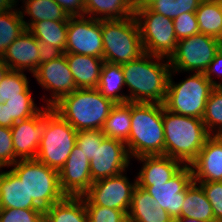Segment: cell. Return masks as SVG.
I'll list each match as a JSON object with an SVG mask.
<instances>
[{
  "label": "cell",
  "mask_w": 222,
  "mask_h": 222,
  "mask_svg": "<svg viewBox=\"0 0 222 222\" xmlns=\"http://www.w3.org/2000/svg\"><path fill=\"white\" fill-rule=\"evenodd\" d=\"M163 59L144 53L136 60L122 64L125 85L131 94L128 102L164 103L171 68L169 59L167 63H161Z\"/></svg>",
  "instance_id": "1"
},
{
  "label": "cell",
  "mask_w": 222,
  "mask_h": 222,
  "mask_svg": "<svg viewBox=\"0 0 222 222\" xmlns=\"http://www.w3.org/2000/svg\"><path fill=\"white\" fill-rule=\"evenodd\" d=\"M125 144L135 158L165 155L163 104L131 102V129Z\"/></svg>",
  "instance_id": "2"
},
{
  "label": "cell",
  "mask_w": 222,
  "mask_h": 222,
  "mask_svg": "<svg viewBox=\"0 0 222 222\" xmlns=\"http://www.w3.org/2000/svg\"><path fill=\"white\" fill-rule=\"evenodd\" d=\"M165 155L190 165L210 136L202 119L173 113L163 105Z\"/></svg>",
  "instance_id": "3"
},
{
  "label": "cell",
  "mask_w": 222,
  "mask_h": 222,
  "mask_svg": "<svg viewBox=\"0 0 222 222\" xmlns=\"http://www.w3.org/2000/svg\"><path fill=\"white\" fill-rule=\"evenodd\" d=\"M115 104L97 88H84L64 96L52 108L76 131L102 130Z\"/></svg>",
  "instance_id": "4"
},
{
  "label": "cell",
  "mask_w": 222,
  "mask_h": 222,
  "mask_svg": "<svg viewBox=\"0 0 222 222\" xmlns=\"http://www.w3.org/2000/svg\"><path fill=\"white\" fill-rule=\"evenodd\" d=\"M101 32L104 61L122 65L144 54L135 15L124 19L101 20Z\"/></svg>",
  "instance_id": "5"
},
{
  "label": "cell",
  "mask_w": 222,
  "mask_h": 222,
  "mask_svg": "<svg viewBox=\"0 0 222 222\" xmlns=\"http://www.w3.org/2000/svg\"><path fill=\"white\" fill-rule=\"evenodd\" d=\"M44 135L36 160L60 171L76 144V131L52 107H44Z\"/></svg>",
  "instance_id": "6"
},
{
  "label": "cell",
  "mask_w": 222,
  "mask_h": 222,
  "mask_svg": "<svg viewBox=\"0 0 222 222\" xmlns=\"http://www.w3.org/2000/svg\"><path fill=\"white\" fill-rule=\"evenodd\" d=\"M11 170L24 183L29 199L44 211L66 195L61 191L59 171L36 159L18 160Z\"/></svg>",
  "instance_id": "7"
},
{
  "label": "cell",
  "mask_w": 222,
  "mask_h": 222,
  "mask_svg": "<svg viewBox=\"0 0 222 222\" xmlns=\"http://www.w3.org/2000/svg\"><path fill=\"white\" fill-rule=\"evenodd\" d=\"M215 86L204 73H195L175 84L170 72L164 107L176 114L202 119L205 106Z\"/></svg>",
  "instance_id": "8"
},
{
  "label": "cell",
  "mask_w": 222,
  "mask_h": 222,
  "mask_svg": "<svg viewBox=\"0 0 222 222\" xmlns=\"http://www.w3.org/2000/svg\"><path fill=\"white\" fill-rule=\"evenodd\" d=\"M134 15L139 24L144 53L169 59L178 42L173 20L149 8L136 11Z\"/></svg>",
  "instance_id": "9"
},
{
  "label": "cell",
  "mask_w": 222,
  "mask_h": 222,
  "mask_svg": "<svg viewBox=\"0 0 222 222\" xmlns=\"http://www.w3.org/2000/svg\"><path fill=\"white\" fill-rule=\"evenodd\" d=\"M220 48V40L203 33L179 40L169 58L170 68L173 73L182 70L204 73Z\"/></svg>",
  "instance_id": "10"
},
{
  "label": "cell",
  "mask_w": 222,
  "mask_h": 222,
  "mask_svg": "<svg viewBox=\"0 0 222 222\" xmlns=\"http://www.w3.org/2000/svg\"><path fill=\"white\" fill-rule=\"evenodd\" d=\"M136 186L137 179L132 184L122 172L94 181L82 197L85 205H98L128 214Z\"/></svg>",
  "instance_id": "11"
},
{
  "label": "cell",
  "mask_w": 222,
  "mask_h": 222,
  "mask_svg": "<svg viewBox=\"0 0 222 222\" xmlns=\"http://www.w3.org/2000/svg\"><path fill=\"white\" fill-rule=\"evenodd\" d=\"M65 53L103 58L101 20L69 17Z\"/></svg>",
  "instance_id": "12"
},
{
  "label": "cell",
  "mask_w": 222,
  "mask_h": 222,
  "mask_svg": "<svg viewBox=\"0 0 222 222\" xmlns=\"http://www.w3.org/2000/svg\"><path fill=\"white\" fill-rule=\"evenodd\" d=\"M193 182V172L190 165H185L172 179L166 183L144 188L156 201L159 208L164 209L172 219L180 218L184 203L186 188Z\"/></svg>",
  "instance_id": "13"
},
{
  "label": "cell",
  "mask_w": 222,
  "mask_h": 222,
  "mask_svg": "<svg viewBox=\"0 0 222 222\" xmlns=\"http://www.w3.org/2000/svg\"><path fill=\"white\" fill-rule=\"evenodd\" d=\"M127 145L119 140L105 137L90 161L93 182L125 172L130 164Z\"/></svg>",
  "instance_id": "14"
},
{
  "label": "cell",
  "mask_w": 222,
  "mask_h": 222,
  "mask_svg": "<svg viewBox=\"0 0 222 222\" xmlns=\"http://www.w3.org/2000/svg\"><path fill=\"white\" fill-rule=\"evenodd\" d=\"M33 76L44 89L53 91L51 96L53 99L46 101L47 107H53L64 96L78 89L65 53L55 60L39 65Z\"/></svg>",
  "instance_id": "15"
},
{
  "label": "cell",
  "mask_w": 222,
  "mask_h": 222,
  "mask_svg": "<svg viewBox=\"0 0 222 222\" xmlns=\"http://www.w3.org/2000/svg\"><path fill=\"white\" fill-rule=\"evenodd\" d=\"M90 161L76 144L59 171V184L66 196H83L92 185Z\"/></svg>",
  "instance_id": "16"
},
{
  "label": "cell",
  "mask_w": 222,
  "mask_h": 222,
  "mask_svg": "<svg viewBox=\"0 0 222 222\" xmlns=\"http://www.w3.org/2000/svg\"><path fill=\"white\" fill-rule=\"evenodd\" d=\"M15 163L19 160L35 159L41 138L44 135V110L35 116L16 122L11 127Z\"/></svg>",
  "instance_id": "17"
},
{
  "label": "cell",
  "mask_w": 222,
  "mask_h": 222,
  "mask_svg": "<svg viewBox=\"0 0 222 222\" xmlns=\"http://www.w3.org/2000/svg\"><path fill=\"white\" fill-rule=\"evenodd\" d=\"M39 41L26 29L13 43L7 47L2 56L10 70H29L32 74L39 67Z\"/></svg>",
  "instance_id": "18"
},
{
  "label": "cell",
  "mask_w": 222,
  "mask_h": 222,
  "mask_svg": "<svg viewBox=\"0 0 222 222\" xmlns=\"http://www.w3.org/2000/svg\"><path fill=\"white\" fill-rule=\"evenodd\" d=\"M190 166L194 182L222 181V143L210 135Z\"/></svg>",
  "instance_id": "19"
},
{
  "label": "cell",
  "mask_w": 222,
  "mask_h": 222,
  "mask_svg": "<svg viewBox=\"0 0 222 222\" xmlns=\"http://www.w3.org/2000/svg\"><path fill=\"white\" fill-rule=\"evenodd\" d=\"M135 159L144 162L136 177L138 186L164 184L185 166L181 161L167 155H145Z\"/></svg>",
  "instance_id": "20"
},
{
  "label": "cell",
  "mask_w": 222,
  "mask_h": 222,
  "mask_svg": "<svg viewBox=\"0 0 222 222\" xmlns=\"http://www.w3.org/2000/svg\"><path fill=\"white\" fill-rule=\"evenodd\" d=\"M0 172V209H41L29 199L24 183L12 170Z\"/></svg>",
  "instance_id": "21"
},
{
  "label": "cell",
  "mask_w": 222,
  "mask_h": 222,
  "mask_svg": "<svg viewBox=\"0 0 222 222\" xmlns=\"http://www.w3.org/2000/svg\"><path fill=\"white\" fill-rule=\"evenodd\" d=\"M65 54L76 87L97 88L104 59L75 53Z\"/></svg>",
  "instance_id": "22"
},
{
  "label": "cell",
  "mask_w": 222,
  "mask_h": 222,
  "mask_svg": "<svg viewBox=\"0 0 222 222\" xmlns=\"http://www.w3.org/2000/svg\"><path fill=\"white\" fill-rule=\"evenodd\" d=\"M16 2V0H0V57L4 55L7 47L26 30L25 13L13 9Z\"/></svg>",
  "instance_id": "23"
},
{
  "label": "cell",
  "mask_w": 222,
  "mask_h": 222,
  "mask_svg": "<svg viewBox=\"0 0 222 222\" xmlns=\"http://www.w3.org/2000/svg\"><path fill=\"white\" fill-rule=\"evenodd\" d=\"M44 222H89L82 196H65L44 210Z\"/></svg>",
  "instance_id": "24"
},
{
  "label": "cell",
  "mask_w": 222,
  "mask_h": 222,
  "mask_svg": "<svg viewBox=\"0 0 222 222\" xmlns=\"http://www.w3.org/2000/svg\"><path fill=\"white\" fill-rule=\"evenodd\" d=\"M180 218H194L206 222H215L214 213L202 187L194 181L186 188Z\"/></svg>",
  "instance_id": "25"
},
{
  "label": "cell",
  "mask_w": 222,
  "mask_h": 222,
  "mask_svg": "<svg viewBox=\"0 0 222 222\" xmlns=\"http://www.w3.org/2000/svg\"><path fill=\"white\" fill-rule=\"evenodd\" d=\"M123 85L125 81L122 65L104 61L97 86L99 92L116 104L127 103L128 96L120 94Z\"/></svg>",
  "instance_id": "26"
},
{
  "label": "cell",
  "mask_w": 222,
  "mask_h": 222,
  "mask_svg": "<svg viewBox=\"0 0 222 222\" xmlns=\"http://www.w3.org/2000/svg\"><path fill=\"white\" fill-rule=\"evenodd\" d=\"M84 14L97 20H111L129 18L134 12L131 0H85Z\"/></svg>",
  "instance_id": "27"
},
{
  "label": "cell",
  "mask_w": 222,
  "mask_h": 222,
  "mask_svg": "<svg viewBox=\"0 0 222 222\" xmlns=\"http://www.w3.org/2000/svg\"><path fill=\"white\" fill-rule=\"evenodd\" d=\"M131 129V102L115 104L102 128L106 137L127 142Z\"/></svg>",
  "instance_id": "28"
},
{
  "label": "cell",
  "mask_w": 222,
  "mask_h": 222,
  "mask_svg": "<svg viewBox=\"0 0 222 222\" xmlns=\"http://www.w3.org/2000/svg\"><path fill=\"white\" fill-rule=\"evenodd\" d=\"M68 21H37L28 30L39 43H50L63 54L66 48Z\"/></svg>",
  "instance_id": "29"
},
{
  "label": "cell",
  "mask_w": 222,
  "mask_h": 222,
  "mask_svg": "<svg viewBox=\"0 0 222 222\" xmlns=\"http://www.w3.org/2000/svg\"><path fill=\"white\" fill-rule=\"evenodd\" d=\"M195 14L200 33L222 39V7L215 0H203Z\"/></svg>",
  "instance_id": "30"
},
{
  "label": "cell",
  "mask_w": 222,
  "mask_h": 222,
  "mask_svg": "<svg viewBox=\"0 0 222 222\" xmlns=\"http://www.w3.org/2000/svg\"><path fill=\"white\" fill-rule=\"evenodd\" d=\"M24 12L31 16V22L24 20L26 29H29L35 22L51 21H68L69 16L64 9L54 0H24Z\"/></svg>",
  "instance_id": "31"
},
{
  "label": "cell",
  "mask_w": 222,
  "mask_h": 222,
  "mask_svg": "<svg viewBox=\"0 0 222 222\" xmlns=\"http://www.w3.org/2000/svg\"><path fill=\"white\" fill-rule=\"evenodd\" d=\"M8 112V128L16 122L35 116L41 109L37 108L31 93H21V97L5 101Z\"/></svg>",
  "instance_id": "32"
},
{
  "label": "cell",
  "mask_w": 222,
  "mask_h": 222,
  "mask_svg": "<svg viewBox=\"0 0 222 222\" xmlns=\"http://www.w3.org/2000/svg\"><path fill=\"white\" fill-rule=\"evenodd\" d=\"M29 81L22 71L9 70L0 82V104L10 98L21 97V93H30Z\"/></svg>",
  "instance_id": "33"
},
{
  "label": "cell",
  "mask_w": 222,
  "mask_h": 222,
  "mask_svg": "<svg viewBox=\"0 0 222 222\" xmlns=\"http://www.w3.org/2000/svg\"><path fill=\"white\" fill-rule=\"evenodd\" d=\"M202 121L210 135H214L215 131L217 132L222 129V87H215L211 91Z\"/></svg>",
  "instance_id": "34"
},
{
  "label": "cell",
  "mask_w": 222,
  "mask_h": 222,
  "mask_svg": "<svg viewBox=\"0 0 222 222\" xmlns=\"http://www.w3.org/2000/svg\"><path fill=\"white\" fill-rule=\"evenodd\" d=\"M203 0H157L149 9L157 14L174 19L186 12H196Z\"/></svg>",
  "instance_id": "35"
},
{
  "label": "cell",
  "mask_w": 222,
  "mask_h": 222,
  "mask_svg": "<svg viewBox=\"0 0 222 222\" xmlns=\"http://www.w3.org/2000/svg\"><path fill=\"white\" fill-rule=\"evenodd\" d=\"M0 222H44L42 209H0Z\"/></svg>",
  "instance_id": "36"
},
{
  "label": "cell",
  "mask_w": 222,
  "mask_h": 222,
  "mask_svg": "<svg viewBox=\"0 0 222 222\" xmlns=\"http://www.w3.org/2000/svg\"><path fill=\"white\" fill-rule=\"evenodd\" d=\"M105 137L102 130H81L77 133L76 145L91 161L94 158L97 145H100Z\"/></svg>",
  "instance_id": "37"
},
{
  "label": "cell",
  "mask_w": 222,
  "mask_h": 222,
  "mask_svg": "<svg viewBox=\"0 0 222 222\" xmlns=\"http://www.w3.org/2000/svg\"><path fill=\"white\" fill-rule=\"evenodd\" d=\"M173 25L178 41L200 33L195 12L182 13L173 19Z\"/></svg>",
  "instance_id": "38"
},
{
  "label": "cell",
  "mask_w": 222,
  "mask_h": 222,
  "mask_svg": "<svg viewBox=\"0 0 222 222\" xmlns=\"http://www.w3.org/2000/svg\"><path fill=\"white\" fill-rule=\"evenodd\" d=\"M204 190L210 202L215 222H222V181L195 182Z\"/></svg>",
  "instance_id": "39"
},
{
  "label": "cell",
  "mask_w": 222,
  "mask_h": 222,
  "mask_svg": "<svg viewBox=\"0 0 222 222\" xmlns=\"http://www.w3.org/2000/svg\"><path fill=\"white\" fill-rule=\"evenodd\" d=\"M89 222H124L127 214L124 211L98 205H85Z\"/></svg>",
  "instance_id": "40"
},
{
  "label": "cell",
  "mask_w": 222,
  "mask_h": 222,
  "mask_svg": "<svg viewBox=\"0 0 222 222\" xmlns=\"http://www.w3.org/2000/svg\"><path fill=\"white\" fill-rule=\"evenodd\" d=\"M158 208L153 197L142 187L136 186L128 214L149 213Z\"/></svg>",
  "instance_id": "41"
},
{
  "label": "cell",
  "mask_w": 222,
  "mask_h": 222,
  "mask_svg": "<svg viewBox=\"0 0 222 222\" xmlns=\"http://www.w3.org/2000/svg\"><path fill=\"white\" fill-rule=\"evenodd\" d=\"M15 164L11 128L0 126V169Z\"/></svg>",
  "instance_id": "42"
},
{
  "label": "cell",
  "mask_w": 222,
  "mask_h": 222,
  "mask_svg": "<svg viewBox=\"0 0 222 222\" xmlns=\"http://www.w3.org/2000/svg\"><path fill=\"white\" fill-rule=\"evenodd\" d=\"M127 218L134 222H174L172 217L162 208L142 214H127Z\"/></svg>",
  "instance_id": "43"
},
{
  "label": "cell",
  "mask_w": 222,
  "mask_h": 222,
  "mask_svg": "<svg viewBox=\"0 0 222 222\" xmlns=\"http://www.w3.org/2000/svg\"><path fill=\"white\" fill-rule=\"evenodd\" d=\"M215 74L217 76H220L222 79V48L215 54L213 61L209 64L207 70L204 72L205 77L215 86V87H222L221 83H217L211 77V75ZM214 80V81H213Z\"/></svg>",
  "instance_id": "44"
},
{
  "label": "cell",
  "mask_w": 222,
  "mask_h": 222,
  "mask_svg": "<svg viewBox=\"0 0 222 222\" xmlns=\"http://www.w3.org/2000/svg\"><path fill=\"white\" fill-rule=\"evenodd\" d=\"M60 5L69 17L85 16L84 15V2L85 0H54Z\"/></svg>",
  "instance_id": "45"
},
{
  "label": "cell",
  "mask_w": 222,
  "mask_h": 222,
  "mask_svg": "<svg viewBox=\"0 0 222 222\" xmlns=\"http://www.w3.org/2000/svg\"><path fill=\"white\" fill-rule=\"evenodd\" d=\"M39 65L55 60L63 55V53L50 43H40L39 45Z\"/></svg>",
  "instance_id": "46"
},
{
  "label": "cell",
  "mask_w": 222,
  "mask_h": 222,
  "mask_svg": "<svg viewBox=\"0 0 222 222\" xmlns=\"http://www.w3.org/2000/svg\"><path fill=\"white\" fill-rule=\"evenodd\" d=\"M157 0H131L133 12L149 8Z\"/></svg>",
  "instance_id": "47"
},
{
  "label": "cell",
  "mask_w": 222,
  "mask_h": 222,
  "mask_svg": "<svg viewBox=\"0 0 222 222\" xmlns=\"http://www.w3.org/2000/svg\"><path fill=\"white\" fill-rule=\"evenodd\" d=\"M0 126L8 127V112L6 104H0Z\"/></svg>",
  "instance_id": "48"
},
{
  "label": "cell",
  "mask_w": 222,
  "mask_h": 222,
  "mask_svg": "<svg viewBox=\"0 0 222 222\" xmlns=\"http://www.w3.org/2000/svg\"><path fill=\"white\" fill-rule=\"evenodd\" d=\"M8 65L4 62L3 58L0 57V82L2 81L3 77L8 73L9 71Z\"/></svg>",
  "instance_id": "49"
},
{
  "label": "cell",
  "mask_w": 222,
  "mask_h": 222,
  "mask_svg": "<svg viewBox=\"0 0 222 222\" xmlns=\"http://www.w3.org/2000/svg\"><path fill=\"white\" fill-rule=\"evenodd\" d=\"M174 222H206V221L198 220L194 218H176L174 219Z\"/></svg>",
  "instance_id": "50"
},
{
  "label": "cell",
  "mask_w": 222,
  "mask_h": 222,
  "mask_svg": "<svg viewBox=\"0 0 222 222\" xmlns=\"http://www.w3.org/2000/svg\"><path fill=\"white\" fill-rule=\"evenodd\" d=\"M214 136L222 143V129L217 131Z\"/></svg>",
  "instance_id": "51"
},
{
  "label": "cell",
  "mask_w": 222,
  "mask_h": 222,
  "mask_svg": "<svg viewBox=\"0 0 222 222\" xmlns=\"http://www.w3.org/2000/svg\"><path fill=\"white\" fill-rule=\"evenodd\" d=\"M222 7V0H215Z\"/></svg>",
  "instance_id": "52"
},
{
  "label": "cell",
  "mask_w": 222,
  "mask_h": 222,
  "mask_svg": "<svg viewBox=\"0 0 222 222\" xmlns=\"http://www.w3.org/2000/svg\"><path fill=\"white\" fill-rule=\"evenodd\" d=\"M124 222H134V221L127 218Z\"/></svg>",
  "instance_id": "53"
}]
</instances>
